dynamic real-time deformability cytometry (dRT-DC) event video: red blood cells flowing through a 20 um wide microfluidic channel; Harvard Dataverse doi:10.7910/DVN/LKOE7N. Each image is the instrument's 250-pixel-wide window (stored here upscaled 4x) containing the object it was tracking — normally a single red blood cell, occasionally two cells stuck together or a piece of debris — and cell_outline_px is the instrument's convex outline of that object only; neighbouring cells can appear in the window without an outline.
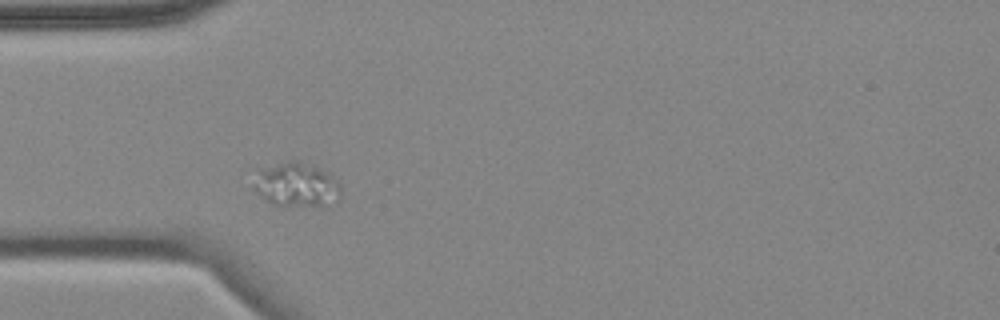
{"species": "common noctule bat (a hibernating species)", "species_latin": "Nyctalus noctula", "temperature_condition": "cold", "stored_images_in_passage": 6, "camera_frame_rate_fps": 3000, "um_per_image_px": 0.085, "animal": {"sex": "female", "body_mass_g": 18.4}, "frame": {"image": 1, "passage_image": 5, "time_ms": 6.0, "image_size_px": [1000, 320], "cell_outline_px": [[340, 200], [320, 204], [272, 204], [256, 192], [252, 188], [252, 184], [256, 168], [288, 160], [300, 160], [328, 172], [340, 184]], "centroid_in_image_um": [25.12, 15.63], "position_along_channel_um": 59.9, "area_um2": 22.43}}
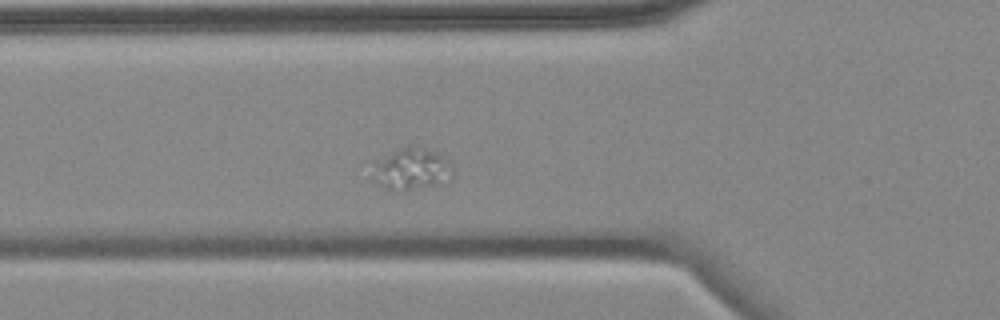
{"frame": {"image": 2, "passage_image": 6, "time_ms": 7.0, "image_size_px": [1000, 320], "cell_outline_px": [[456, 172], [452, 180], [444, 184], [404, 192], [400, 192], [384, 188], [376, 184], [368, 176], [376, 160], [400, 148], [424, 148], [436, 152], [448, 160], [452, 164]], "centroid_in_image_um": [34.99, 14.45], "position_along_channel_um": 90.8, "area_um2": 20.46}}